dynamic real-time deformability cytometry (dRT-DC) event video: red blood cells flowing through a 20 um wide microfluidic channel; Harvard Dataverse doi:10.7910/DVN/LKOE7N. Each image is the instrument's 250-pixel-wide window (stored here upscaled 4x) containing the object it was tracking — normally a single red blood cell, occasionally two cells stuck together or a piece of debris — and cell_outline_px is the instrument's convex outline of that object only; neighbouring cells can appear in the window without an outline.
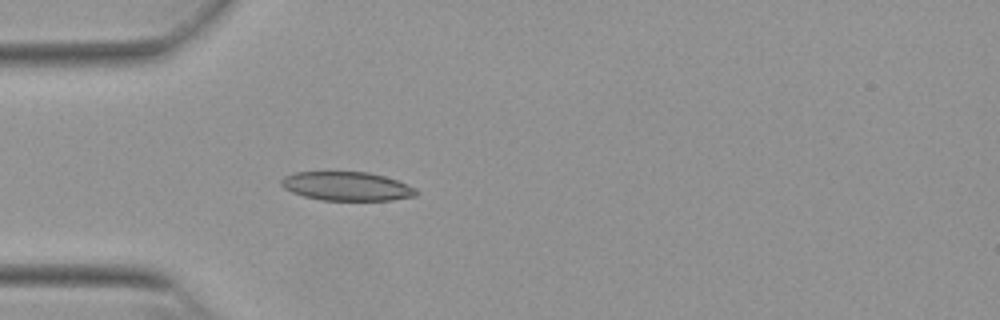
{"species": "Egyptian fruit bat (a non-hibernating species)", "species_latin": "Rousettus aegyptiacus", "temperature_condition": "warm", "stored_images_in_passage": 9, "camera_frame_rate_fps": 3000, "um_per_image_px": 0.085, "animal": {"sex": "female"}, "frame": {"image": 1, "passage_image": 1, "time_ms": 0.0, "image_size_px": [1000, 320], "cell_outline_px": [[420, 192], [416, 196], [392, 200], [320, 200], [304, 196], [292, 192], [284, 188], [280, 184], [280, 180], [284, 176], [296, 172], [368, 172], [384, 176], [408, 184], [416, 188]], "centroid_in_image_um": [29.5, 15.83], "position_along_channel_um": 55.5, "area_um2": 22.77}}
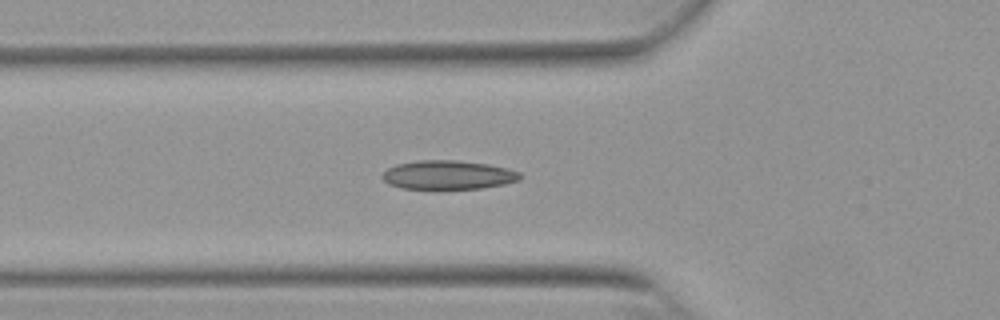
{"frame": {"image": 2, "passage_image": 4, "time_ms": 1.0, "image_size_px": [1000, 320], "cell_outline_px": [[520, 180], [504, 184], [480, 188], [436, 192], [400, 188], [388, 184], [380, 176], [388, 168], [396, 164], [416, 160], [456, 160], [488, 164], [508, 168], [520, 172]], "centroid_in_image_um": [38.03, 14.91], "position_along_channel_um": 87.8, "area_um2": 24.28}}